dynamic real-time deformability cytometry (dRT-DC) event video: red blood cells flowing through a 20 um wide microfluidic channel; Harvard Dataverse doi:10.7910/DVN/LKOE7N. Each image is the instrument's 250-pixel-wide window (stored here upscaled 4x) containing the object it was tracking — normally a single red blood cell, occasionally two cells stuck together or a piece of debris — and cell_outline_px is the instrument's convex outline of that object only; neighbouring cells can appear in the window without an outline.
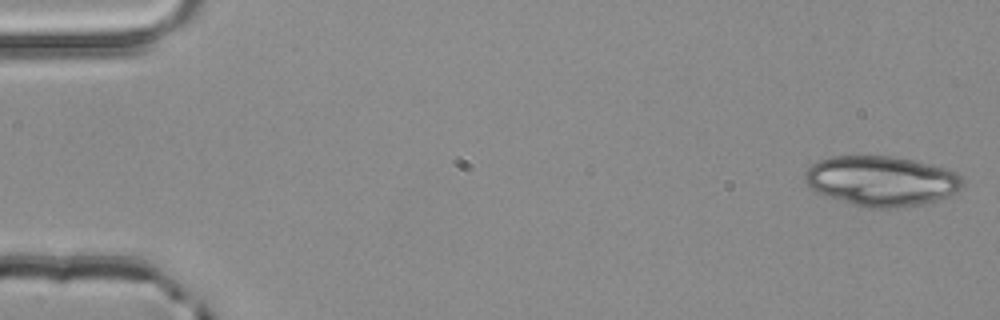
{"species": "common noctule bat (a hibernating species)", "species_latin": "Nyctalus noctula", "temperature_condition": "room temperature", "stored_images_in_passage": 3, "camera_frame_rate_fps": 3000, "um_per_image_px": 0.085, "animal": {"sex": "male", "body_mass_g": 20.4}, "frame": {"image": 1, "passage_image": 1, "time_ms": 0.0, "image_size_px": [1000, 320], "cell_outline_px": [[964, 184], [956, 192], [948, 196], [924, 204], [888, 208], [868, 208], [852, 204], [840, 200], [820, 192], [812, 188], [804, 180], [804, 172], [812, 164], [820, 160], [832, 156], [892, 156], [912, 160], [948, 168], [956, 172], [964, 180]], "centroid_in_image_um": [74.96, 15.37], "position_along_channel_um": 10.0, "area_um2": 45.78}}